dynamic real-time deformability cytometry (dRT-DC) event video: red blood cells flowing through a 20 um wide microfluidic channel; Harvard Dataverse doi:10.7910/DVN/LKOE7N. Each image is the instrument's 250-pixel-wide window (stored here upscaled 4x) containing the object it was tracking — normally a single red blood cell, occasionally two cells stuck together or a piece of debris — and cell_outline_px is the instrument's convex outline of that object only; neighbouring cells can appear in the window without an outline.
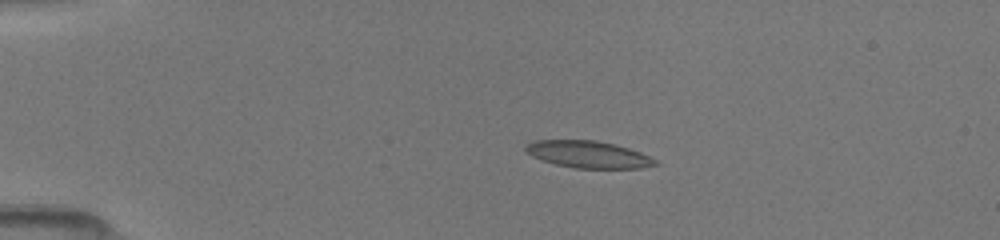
{"species": "common noctule bat (a hibernating species)", "species_latin": "Nyctalus noctula", "temperature_condition": "room temperature", "stored_images_in_passage": 25, "camera_frame_rate_fps": 3000, "um_per_image_px": 0.085, "animal": {"sex": "female", "body_mass_g": 19.5, "forearm_length_mm": 54.1}, "frame": {"image": 1, "passage_image": 4, "time_ms": 2.0, "image_size_px": [1000, 240], "cell_outline_px": [[660, 164], [640, 168], [576, 168], [556, 164], [532, 156], [524, 152], [524, 148], [532, 140], [596, 140], [628, 148], [640, 152], [656, 160]], "centroid_in_image_um": [49.98, 13.12], "position_along_channel_um": 35.0, "area_um2": 20.23}}
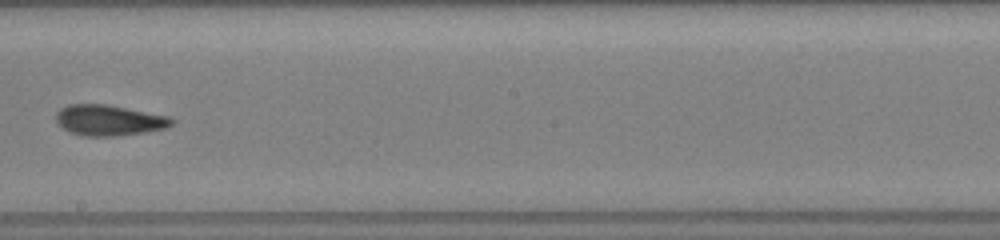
{"frame": {"image": 2, "passage_image": 13, "time_ms": 8.333, "image_size_px": [1000, 240], "cell_outline_px": [[176, 120], [172, 124], [164, 128], [144, 132], [116, 136], [84, 136], [72, 132], [56, 124], [56, 112], [60, 108], [68, 104], [108, 104], [168, 116]], "centroid_in_image_um": [9.24, 10.21], "position_along_channel_um": 239.0, "area_um2": 20.69}}
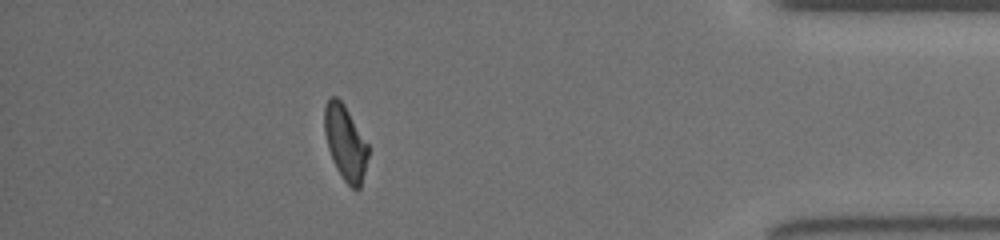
{"frame": {"image": 3, "passage_image": 22, "time_ms": 13.333, "image_size_px": [1000, 240], "cell_outline_px": [[368, 156], [360, 188], [356, 192], [344, 180], [336, 168], [332, 160], [328, 148], [324, 132], [324, 108], [328, 96], [336, 96], [344, 104], [368, 144]], "centroid_in_image_um": [29.33, 12.12], "position_along_channel_um": 405.9, "area_um2": 19.07}}